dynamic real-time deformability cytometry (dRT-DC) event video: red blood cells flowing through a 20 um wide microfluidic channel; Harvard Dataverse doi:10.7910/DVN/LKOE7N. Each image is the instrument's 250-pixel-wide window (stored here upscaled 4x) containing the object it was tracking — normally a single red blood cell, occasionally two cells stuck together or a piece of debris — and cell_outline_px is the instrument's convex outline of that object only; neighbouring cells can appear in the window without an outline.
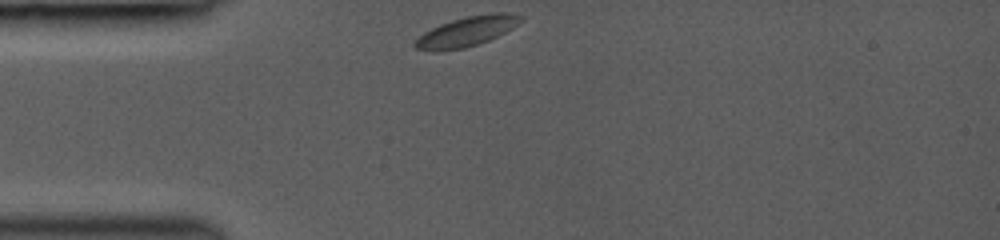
{"species": "common noctule bat (a hibernating species)", "species_latin": "Nyctalus noctula", "temperature_condition": "room temperature", "stored_images_in_passage": 7, "camera_frame_rate_fps": 3000, "um_per_image_px": 0.085, "animal": {"sex": "female", "body_mass_g": 19.0, "forearm_length_mm": 53.3}, "frame": {"image": 1, "passage_image": 1, "time_ms": 0.0, "image_size_px": [1000, 240], "cell_outline_px": [[524, 20], [512, 28], [488, 40], [464, 48], [440, 52], [432, 52], [416, 48], [412, 44], [424, 32], [440, 24], [452, 20], [468, 16], [492, 12], [508, 12], [524, 16]], "centroid_in_image_um": [39.67, 2.67], "position_along_channel_um": 45.3, "area_um2": 18.44}}
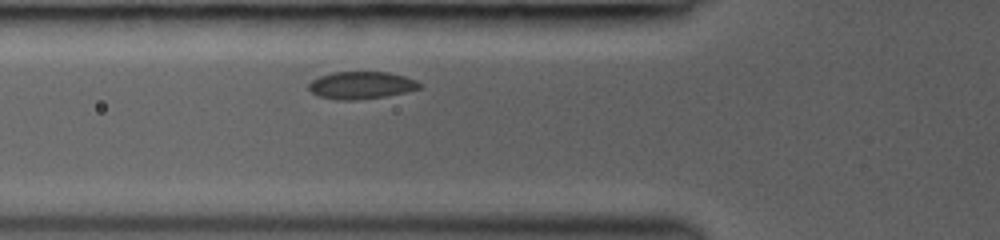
{"frame": {"image": 2, "passage_image": 5, "time_ms": 1.667, "image_size_px": [1000, 240], "cell_outline_px": [[420, 88], [404, 92], [384, 96], [356, 100], [336, 100], [320, 96], [312, 92], [308, 88], [308, 84], [312, 80], [320, 76], [332, 72], [388, 72], [404, 76], [416, 80], [420, 84]], "centroid_in_image_um": [30.68, 7.24], "position_along_channel_um": 95.1, "area_um2": 17.51}}